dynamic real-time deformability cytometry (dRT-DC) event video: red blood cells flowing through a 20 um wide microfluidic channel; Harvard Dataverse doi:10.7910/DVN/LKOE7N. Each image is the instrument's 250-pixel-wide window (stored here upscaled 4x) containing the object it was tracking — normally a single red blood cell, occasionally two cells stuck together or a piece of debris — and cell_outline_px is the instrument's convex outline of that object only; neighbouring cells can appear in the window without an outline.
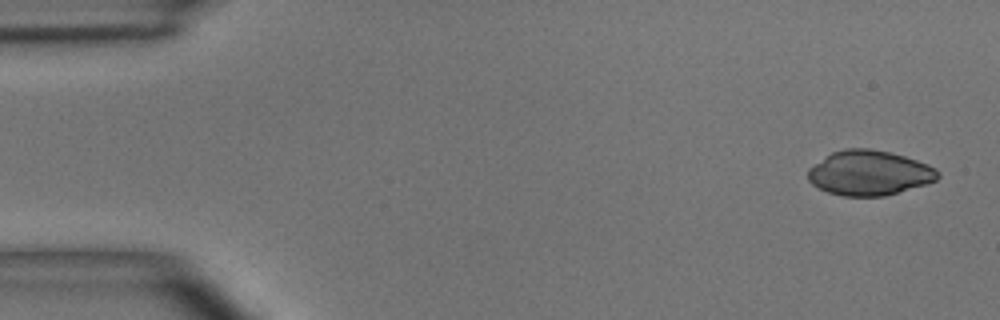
{"species": "common noctule bat (a hibernating species)", "species_latin": "Nyctalus noctula", "temperature_condition": "room temperature", "stored_images_in_passage": 5, "camera_frame_rate_fps": 3000, "um_per_image_px": 0.085, "animal": {"sex": "male", "body_mass_g": 15.6}, "frame": {"image": 1, "passage_image": 1, "time_ms": 0.0, "image_size_px": [1000, 320], "cell_outline_px": [[940, 176], [936, 180], [924, 184], [884, 196], [844, 196], [828, 192], [812, 184], [808, 180], [808, 168], [832, 152], [844, 148], [868, 148], [888, 152], [904, 156], [928, 164], [936, 168], [940, 172]], "centroid_in_image_um": [73.88, 14.69], "position_along_channel_um": 11.1, "area_um2": 33.76}}